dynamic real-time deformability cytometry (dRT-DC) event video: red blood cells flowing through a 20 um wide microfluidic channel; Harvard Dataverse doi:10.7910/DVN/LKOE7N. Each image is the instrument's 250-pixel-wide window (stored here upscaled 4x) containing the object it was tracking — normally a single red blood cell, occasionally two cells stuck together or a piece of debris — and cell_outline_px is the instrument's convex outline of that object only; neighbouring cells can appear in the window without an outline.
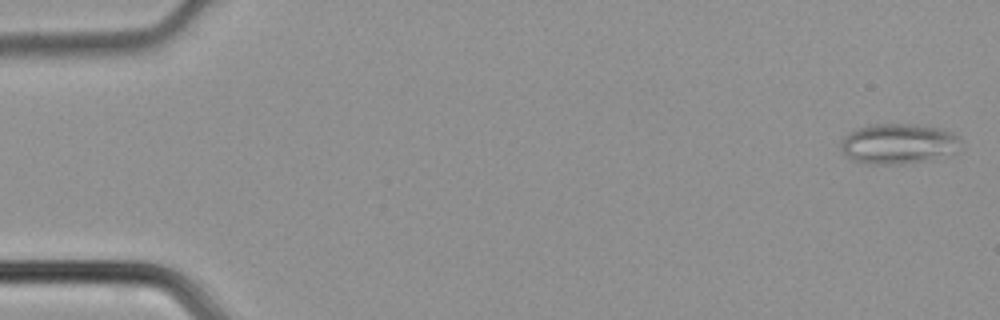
{"species": "common noctule bat (a hibernating species)", "species_latin": "Nyctalus noctula", "temperature_condition": "cold", "stored_images_in_passage": 46, "camera_frame_rate_fps": 3000, "um_per_image_px": 0.085, "animal": {"sex": "male", "body_mass_g": 21.5, "forearm_length_mm": 52.0}, "frame": {"image": 1, "passage_image": 1, "time_ms": 0.0, "image_size_px": [1000, 320], "cell_outline_px": [[964, 144], [956, 152], [932, 160], [904, 164], [868, 164], [852, 160], [840, 148], [840, 140], [844, 136], [856, 128], [868, 124], [912, 124], [940, 128], [952, 132], [960, 136]], "centroid_in_image_um": [76.41, 12.22], "position_along_channel_um": 8.6, "area_um2": 28.78}}
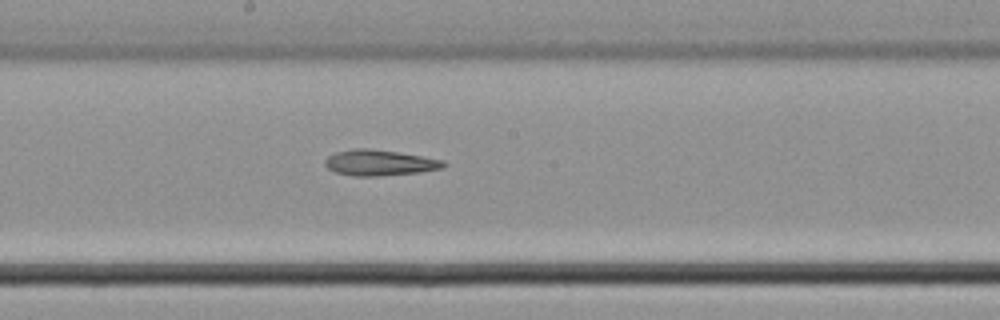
{"frame": {"image": 2, "passage_image": 25, "time_ms": 8.0, "image_size_px": [1000, 320], "cell_outline_px": [[448, 164], [444, 168], [420, 172], [376, 176], [352, 176], [336, 172], [328, 168], [324, 164], [324, 160], [328, 156], [336, 152], [352, 148], [368, 148], [400, 152], [444, 160]], "centroid_in_image_um": [32.28, 13.82], "position_along_channel_um": 215.9, "area_um2": 17.98}}
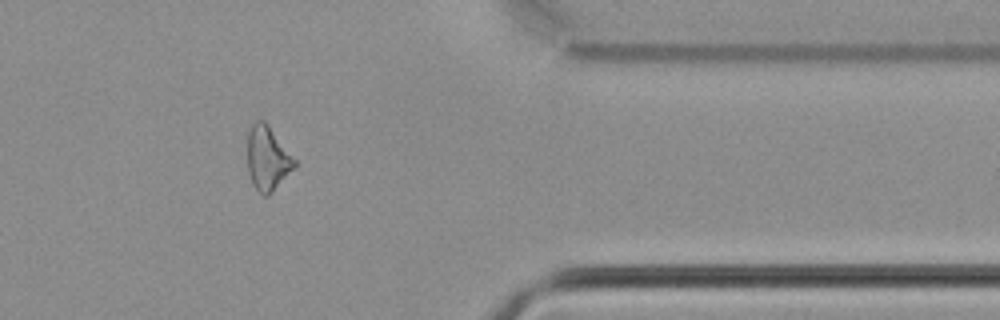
{"frame": {"image": 3, "passage_image": 38, "time_ms": 12.333, "image_size_px": [1000, 320], "cell_outline_px": [[296, 164], [272, 192], [268, 196], [264, 196], [252, 184], [248, 172], [248, 132], [252, 124], [256, 120], [264, 120], [268, 124], [296, 160]], "centroid_in_image_um": [22.72, 13.44], "position_along_channel_um": 388.7, "area_um2": 17.34}}